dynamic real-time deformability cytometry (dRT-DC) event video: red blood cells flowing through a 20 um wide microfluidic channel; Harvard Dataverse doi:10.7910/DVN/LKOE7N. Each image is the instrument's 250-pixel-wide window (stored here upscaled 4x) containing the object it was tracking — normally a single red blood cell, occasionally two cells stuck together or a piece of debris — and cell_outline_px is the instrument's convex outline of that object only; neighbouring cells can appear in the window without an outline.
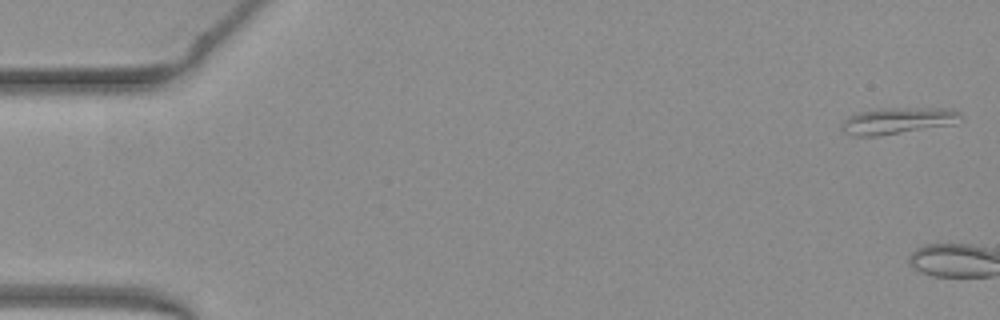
{"species": "common noctule bat (a hibernating species)", "species_latin": "Nyctalus noctula", "temperature_condition": "warm", "stored_images_in_passage": 3, "camera_frame_rate_fps": 3000, "um_per_image_px": 0.085, "animal": {"sex": "female", "body_mass_g": 19.3, "forearm_length_mm": 54.1}, "frame": {"image": 1, "passage_image": 1, "time_ms": 0.0, "image_size_px": [1000, 320], "cell_outline_px": [[964, 120], [956, 124], [876, 136], [852, 136], [844, 132], [840, 128], [840, 124], [848, 116], [860, 112], [880, 108], [952, 108], [960, 112]], "centroid_in_image_um": [76.35, 10.26], "position_along_channel_um": 8.6, "area_um2": 18.67}}